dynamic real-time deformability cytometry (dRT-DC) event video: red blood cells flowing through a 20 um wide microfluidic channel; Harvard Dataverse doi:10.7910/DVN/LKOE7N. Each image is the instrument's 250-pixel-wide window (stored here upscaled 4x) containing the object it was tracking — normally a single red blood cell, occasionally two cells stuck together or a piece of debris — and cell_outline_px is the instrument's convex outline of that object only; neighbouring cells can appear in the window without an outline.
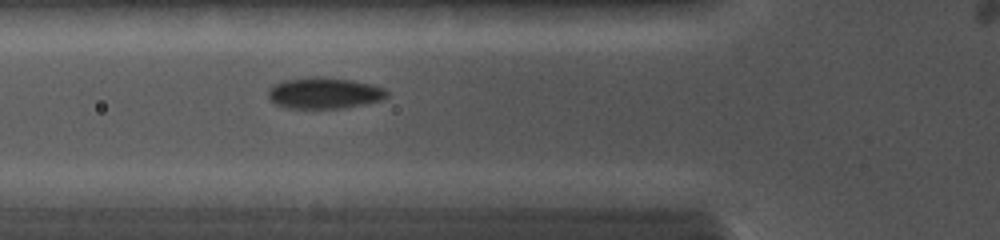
{"species": "common noctule bat (a hibernating species)", "species_latin": "Nyctalus noctula", "temperature_condition": "cold", "stored_images_in_passage": 12, "camera_frame_rate_fps": 5000, "um_per_image_px": 0.085, "animal": {"sex": "female", "body_mass_g": 19.0, "forearm_length_mm": 56.7}, "frame": {"image": 1, "passage_image": 3, "time_ms": 2.0, "image_size_px": [1000, 240], "cell_outline_px": [[388, 96], [384, 100], [348, 108], [284, 108], [276, 104], [268, 96], [268, 88], [272, 84], [280, 80], [308, 76], [320, 76], [352, 80], [372, 84], [384, 88], [388, 92]], "centroid_in_image_um": [27.56, 7.9], "position_along_channel_um": 98.2, "area_um2": 22.2}}
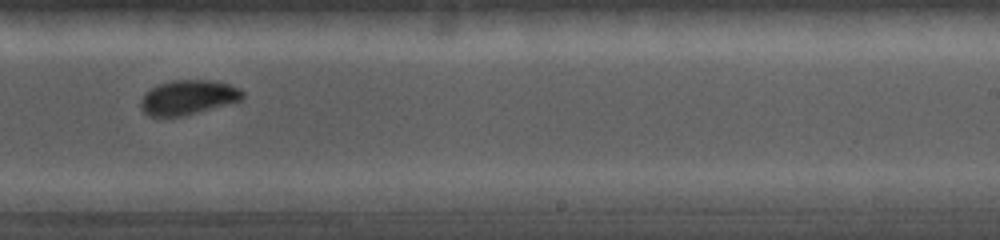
{"frame": {"image": 2, "passage_image": 7, "time_ms": 6.0, "image_size_px": [1000, 240], "cell_outline_px": [[244, 96], [240, 100], [184, 116], [148, 116], [140, 108], [140, 100], [152, 88], [160, 84], [172, 80], [208, 80], [228, 84], [244, 92]], "centroid_in_image_um": [15.96, 8.28], "position_along_channel_um": 273.0, "area_um2": 20.11}}
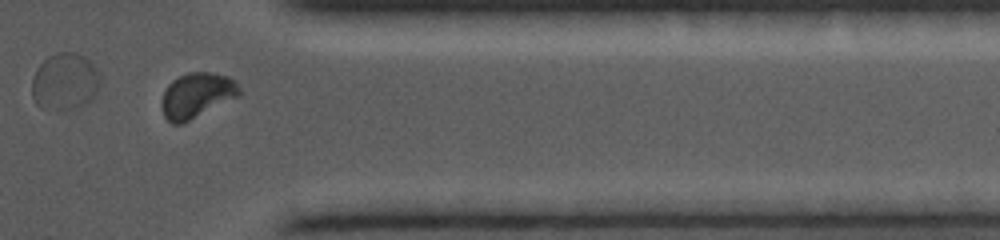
{"frame": {"image": 3, "passage_image": 10, "time_ms": 8.8, "image_size_px": [1000, 240], "cell_outline_px": [[240, 96], [180, 124], [172, 124], [164, 116], [160, 108], [160, 104], [164, 92], [168, 84], [172, 80], [188, 72], [212, 72], [228, 76], [236, 80], [240, 88]], "centroid_in_image_um": [16.72, 8.09], "position_along_channel_um": 394.7, "area_um2": 20.52}}